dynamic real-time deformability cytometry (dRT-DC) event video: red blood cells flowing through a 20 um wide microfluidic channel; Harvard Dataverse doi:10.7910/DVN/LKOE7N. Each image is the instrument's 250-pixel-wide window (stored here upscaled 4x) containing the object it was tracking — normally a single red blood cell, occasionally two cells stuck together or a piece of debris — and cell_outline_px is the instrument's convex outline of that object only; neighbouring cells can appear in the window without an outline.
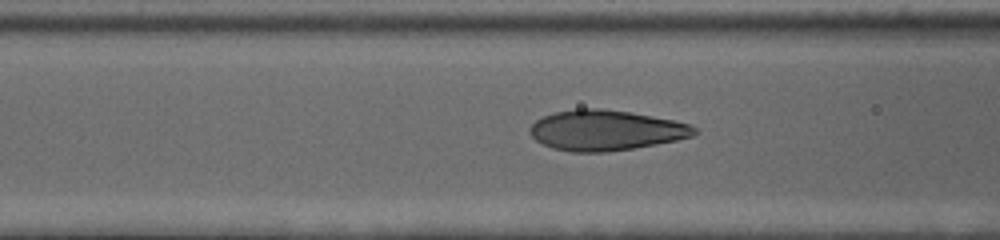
{"species": "human", "species_latin": "Homo sapiens", "temperature_condition": "cold", "stored_images_in_passage": 20, "camera_frame_rate_fps": 3000, "um_per_image_px": 0.085, "donor": {"sex": "female"}, "frame": {"image": 1, "passage_image": 17, "time_ms": 5.333, "image_size_px": [1000, 240], "cell_outline_px": [[700, 132], [692, 136], [676, 140], [656, 144], [608, 152], [572, 152], [552, 148], [536, 140], [528, 132], [528, 128], [536, 120], [544, 116], [556, 112], [576, 108], [600, 108], [628, 112], [652, 116], [672, 120], [688, 124], [696, 128]], "centroid_in_image_um": [51.47, 11.08], "position_along_channel_um": 115.1, "area_um2": 38.55}}